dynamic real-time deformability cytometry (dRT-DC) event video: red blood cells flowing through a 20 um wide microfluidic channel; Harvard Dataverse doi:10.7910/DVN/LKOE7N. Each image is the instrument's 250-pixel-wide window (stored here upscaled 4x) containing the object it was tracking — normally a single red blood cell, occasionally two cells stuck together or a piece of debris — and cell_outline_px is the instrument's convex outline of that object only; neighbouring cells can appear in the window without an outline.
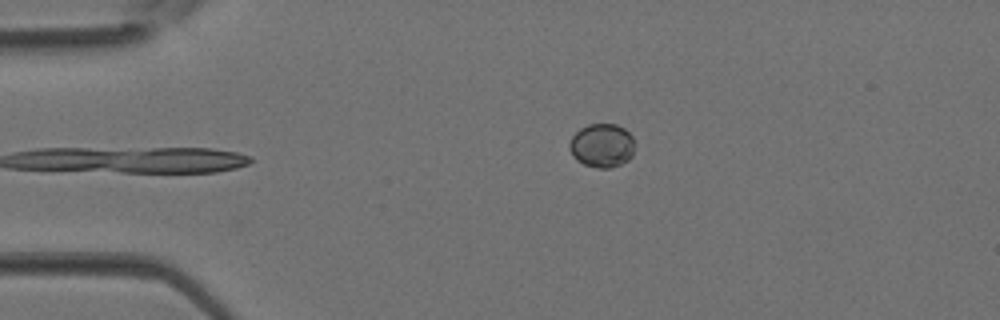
{"species": "Egyptian fruit bat (a non-hibernating species)", "species_latin": "Rousettus aegyptiacus", "temperature_condition": "room temperature", "stored_images_in_passage": 2, "camera_frame_rate_fps": 3000, "um_per_image_px": 0.085, "animal": {"sex": "female"}, "frame": {"image": 1, "passage_image": 2, "time_ms": 0.333, "image_size_px": [1000, 320], "cell_outline_px": [[632, 156], [628, 160], [620, 164], [608, 168], [596, 168], [584, 164], [576, 160], [572, 156], [568, 148], [568, 144], [572, 136], [580, 128], [588, 124], [616, 124], [624, 128], [632, 136]], "centroid_in_image_um": [51.11, 12.36], "position_along_channel_um": 33.9, "area_um2": 16.65}}